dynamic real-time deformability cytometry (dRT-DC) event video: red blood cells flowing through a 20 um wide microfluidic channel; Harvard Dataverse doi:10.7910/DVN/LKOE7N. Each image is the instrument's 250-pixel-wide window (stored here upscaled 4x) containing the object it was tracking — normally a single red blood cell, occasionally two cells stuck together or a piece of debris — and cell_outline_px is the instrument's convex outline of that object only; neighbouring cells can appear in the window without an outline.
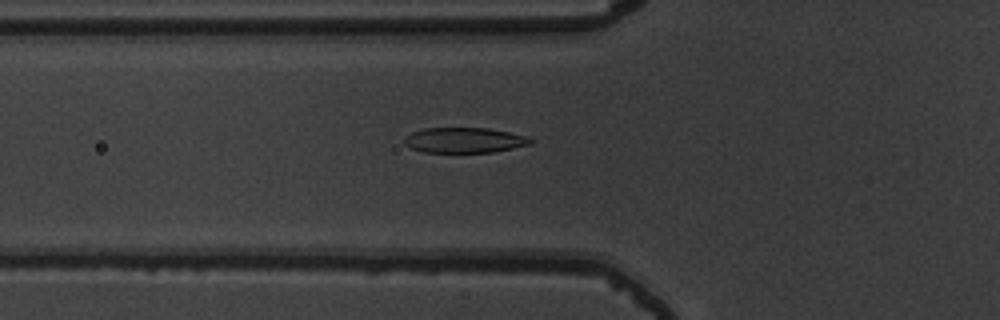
{"species": "common noctule bat (a hibernating species)", "species_latin": "Nyctalus noctula", "temperature_condition": "warm", "stored_images_in_passage": 53, "camera_frame_rate_fps": 3000, "um_per_image_px": 0.085, "animal": {"sex": "male", "body_mass_g": 19.5, "forearm_length_mm": 54.6}, "frame": {"image": 1, "passage_image": 21, "time_ms": 6.667, "image_size_px": [1000, 320], "cell_outline_px": [[532, 144], [492, 152], [424, 152], [412, 148], [404, 144], [404, 136], [412, 132], [424, 128], [488, 128], [528, 136], [532, 140]], "centroid_in_image_um": [39.46, 11.91], "position_along_channel_um": 86.3, "area_um2": 18.55}}
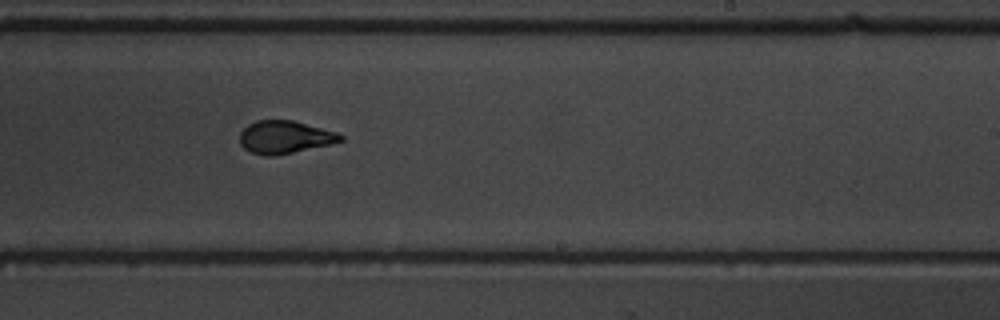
{"frame": {"image": 2, "passage_image": 35, "time_ms": 11.333, "image_size_px": [1000, 320], "cell_outline_px": [[344, 140], [332, 144], [272, 156], [264, 156], [252, 152], [244, 148], [240, 144], [240, 132], [248, 124], [256, 120], [292, 120], [336, 132], [344, 136]], "centroid_in_image_um": [24.2, 11.65], "position_along_channel_um": 264.8, "area_um2": 19.13}}
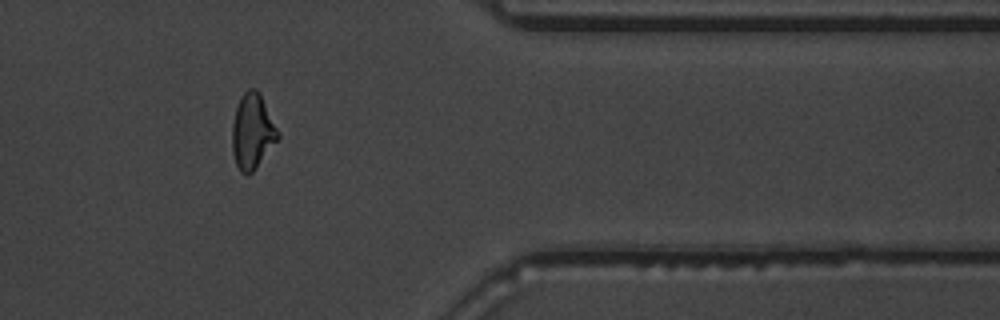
{"frame": {"image": 3, "passage_image": 46, "time_ms": 15.0, "image_size_px": [1000, 320], "cell_outline_px": [[280, 136], [252, 172], [240, 172], [236, 164], [232, 152], [232, 124], [236, 108], [244, 92], [248, 88], [256, 88], [260, 92], [280, 132]], "centroid_in_image_um": [21.46, 11.13], "position_along_channel_um": 389.9, "area_um2": 19.88}, "authors_computed_cell_mechanics": {"area_um2": 19.5942, "velocity_mm_per_s": 3.8249, "shape_relaxation_time_tau1_ms": 3.8145, "shape_relaxation_time_tau2_ms": 0.7586, "deformation_change_tau1": 0.1935, "deformation_change_tau2": 0.0684}}